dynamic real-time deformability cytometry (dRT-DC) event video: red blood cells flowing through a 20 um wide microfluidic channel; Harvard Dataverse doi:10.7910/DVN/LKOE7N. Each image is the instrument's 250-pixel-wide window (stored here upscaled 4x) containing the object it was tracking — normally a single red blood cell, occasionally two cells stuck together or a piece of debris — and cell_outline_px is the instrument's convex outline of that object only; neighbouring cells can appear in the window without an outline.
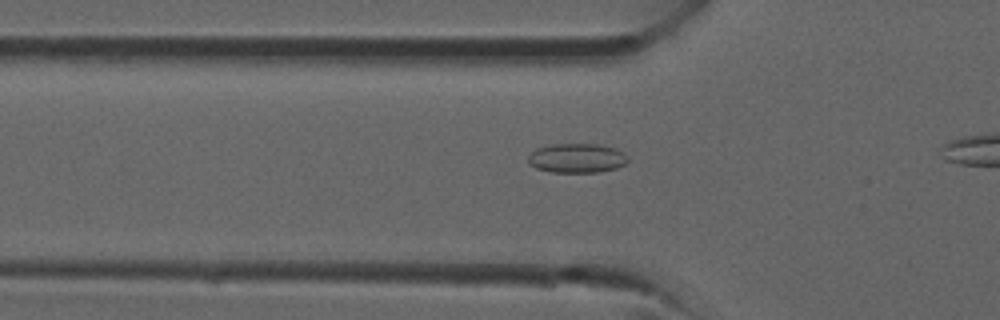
{"species": "common noctule bat (a hibernating species)", "species_latin": "Nyctalus noctula", "temperature_condition": "room temperature", "stored_images_in_passage": 20, "camera_frame_rate_fps": 3000, "um_per_image_px": 0.085, "animal": {"sex": "male", "forearm_length_mm": 52.5}, "frame": {"image": 1, "passage_image": 7, "time_ms": 2.0, "image_size_px": [1000, 320], "cell_outline_px": [[628, 160], [624, 164], [616, 168], [596, 172], [552, 172], [536, 168], [528, 164], [528, 156], [536, 148], [552, 144], [596, 144], [616, 148], [624, 152]], "centroid_in_image_um": [49.01, 13.43], "position_along_channel_um": 76.8, "area_um2": 17.05}}
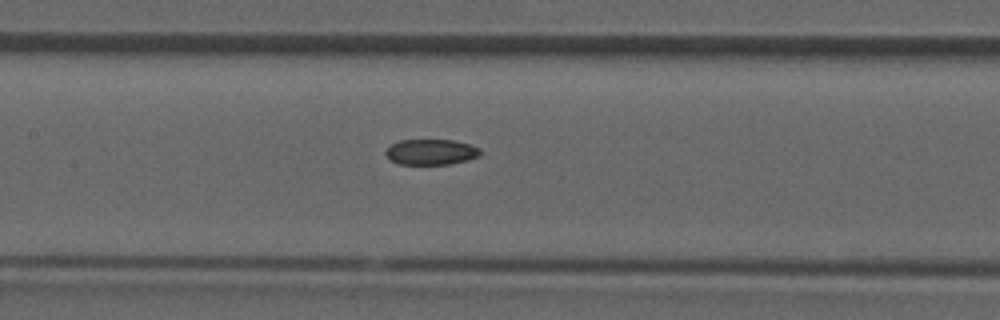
{"frame": {"image": 2, "passage_image": 12, "time_ms": 3.667, "image_size_px": [1000, 320], "cell_outline_px": [[480, 156], [468, 160], [448, 164], [400, 164], [392, 160], [384, 152], [392, 144], [400, 140], [452, 140], [468, 144], [480, 148]], "centroid_in_image_um": [36.66, 12.92], "position_along_channel_um": 170.7, "area_um2": 13.93}}
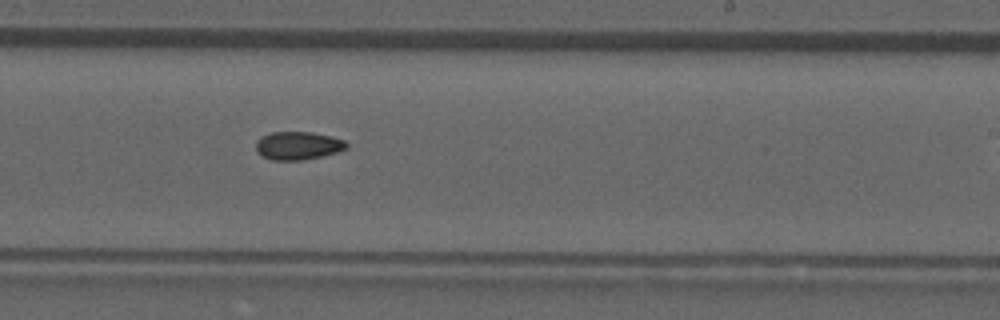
{"frame": {"image": 3, "passage_image": 17, "time_ms": 5.333, "image_size_px": [1000, 320], "cell_outline_px": [[348, 148], [336, 152], [304, 160], [272, 160], [260, 156], [256, 152], [256, 140], [260, 136], [272, 132], [312, 132], [332, 136], [344, 140], [348, 144]], "centroid_in_image_um": [25.29, 12.37], "position_along_channel_um": 263.7, "area_um2": 15.03}}